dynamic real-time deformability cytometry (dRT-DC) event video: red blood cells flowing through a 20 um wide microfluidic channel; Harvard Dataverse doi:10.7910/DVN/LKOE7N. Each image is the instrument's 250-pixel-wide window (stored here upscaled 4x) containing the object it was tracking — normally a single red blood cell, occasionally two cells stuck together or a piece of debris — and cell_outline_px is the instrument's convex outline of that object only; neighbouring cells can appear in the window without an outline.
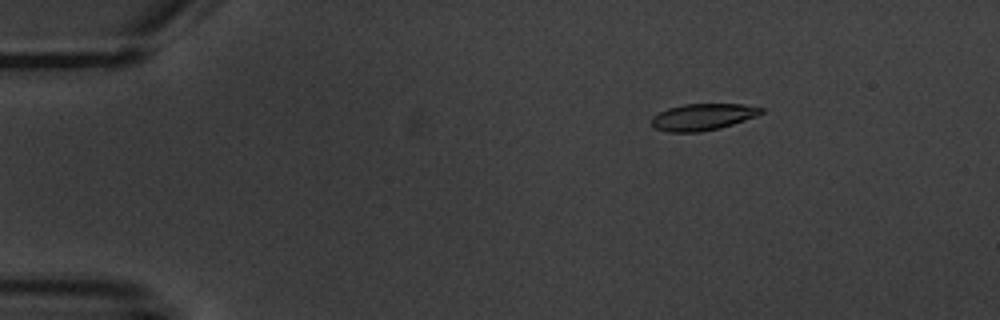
{"species": "common noctule bat (a hibernating species)", "species_latin": "Nyctalus noctula", "temperature_condition": "warm", "stored_images_in_passage": 1, "camera_frame_rate_fps": 3000, "um_per_image_px": 0.085, "animal": {"sex": "male", "body_mass_g": 20.1, "forearm_length_mm": 53.5}, "frame": {"image": 1, "passage_image": 1, "time_ms": 0.0, "image_size_px": [1000, 320], "cell_outline_px": [[764, 112], [756, 116], [720, 128], [700, 132], [668, 132], [656, 128], [652, 124], [652, 116], [668, 108], [684, 104], [744, 104], [764, 108]], "centroid_in_image_um": [59.75, 9.93], "position_along_channel_um": 25.3, "area_um2": 16.94}}